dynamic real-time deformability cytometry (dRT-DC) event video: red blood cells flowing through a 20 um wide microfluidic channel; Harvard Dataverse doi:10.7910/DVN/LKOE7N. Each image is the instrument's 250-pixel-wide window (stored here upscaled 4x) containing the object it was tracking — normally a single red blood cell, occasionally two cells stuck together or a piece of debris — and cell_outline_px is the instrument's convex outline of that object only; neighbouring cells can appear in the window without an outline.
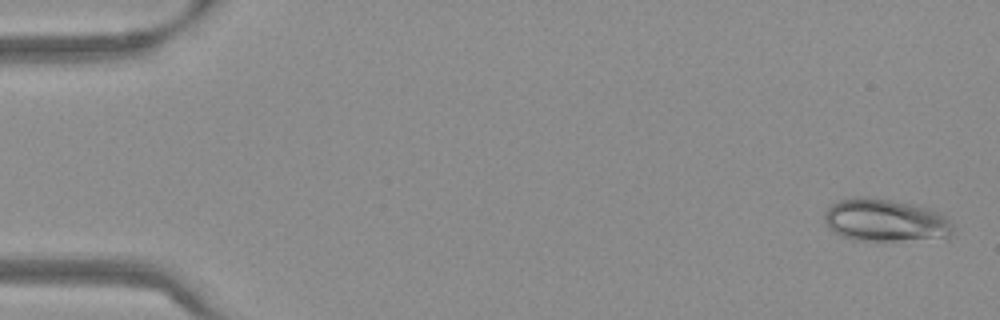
{"species": "Egyptian fruit bat (a non-hibernating species)", "species_latin": "Rousettus aegyptiacus", "temperature_condition": "warm", "stored_images_in_passage": 54, "camera_frame_rate_fps": 3000, "um_per_image_px": 0.085, "frame": {"image": 1, "passage_image": 2, "time_ms": 0.333, "image_size_px": [1000, 320], "cell_outline_px": [[952, 232], [948, 240], [852, 240], [840, 236], [828, 228], [824, 220], [824, 212], [832, 204], [840, 200], [860, 196], [868, 196], [892, 200], [932, 208], [944, 216], [952, 224]], "centroid_in_image_um": [75.28, 18.74], "position_along_channel_um": 9.7, "area_um2": 32.48}}
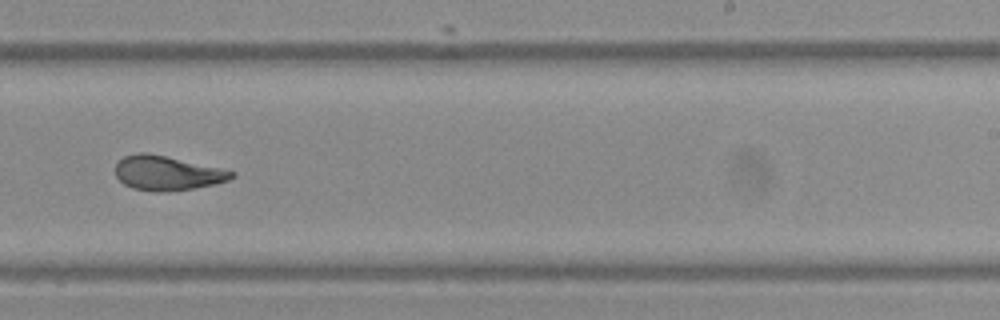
{"frame": {"image": 2, "passage_image": 34, "time_ms": 11.0, "image_size_px": [1000, 320], "cell_outline_px": [[236, 176], [228, 180], [212, 184], [192, 188], [168, 192], [156, 192], [132, 188], [124, 184], [116, 176], [116, 164], [124, 156], [140, 152], [144, 152], [164, 156], [220, 168], [236, 172]], "centroid_in_image_um": [14.19, 14.72], "position_along_channel_um": 274.8, "area_um2": 23.0}}
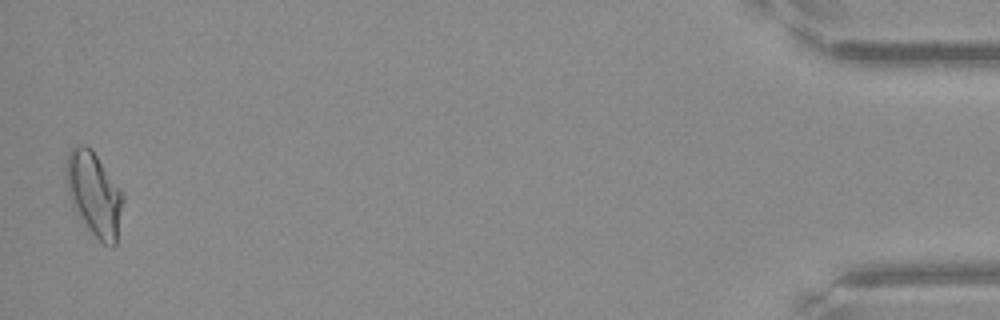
{"frame": {"image": 3, "passage_image": 53, "time_ms": 17.333, "image_size_px": [1000, 320], "cell_outline_px": [[124, 200], [116, 244], [112, 248], [104, 244], [92, 232], [76, 212], [72, 204], [68, 192], [68, 152], [72, 148], [80, 144], [84, 144], [96, 156], [124, 196]], "centroid_in_image_um": [8.04, 16.55], "position_along_channel_um": 427.2, "area_um2": 26.65}, "authors_computed_cell_mechanics": {"area_um2": 24.1604, "velocity_mm_per_s": 3.81, "shape_relaxation_time_tau1_ms": null, "shape_relaxation_time_tau2_ms": 1.7255, "deformation_change_tau1": null, "deformation_change_tau2": 0.0662}}